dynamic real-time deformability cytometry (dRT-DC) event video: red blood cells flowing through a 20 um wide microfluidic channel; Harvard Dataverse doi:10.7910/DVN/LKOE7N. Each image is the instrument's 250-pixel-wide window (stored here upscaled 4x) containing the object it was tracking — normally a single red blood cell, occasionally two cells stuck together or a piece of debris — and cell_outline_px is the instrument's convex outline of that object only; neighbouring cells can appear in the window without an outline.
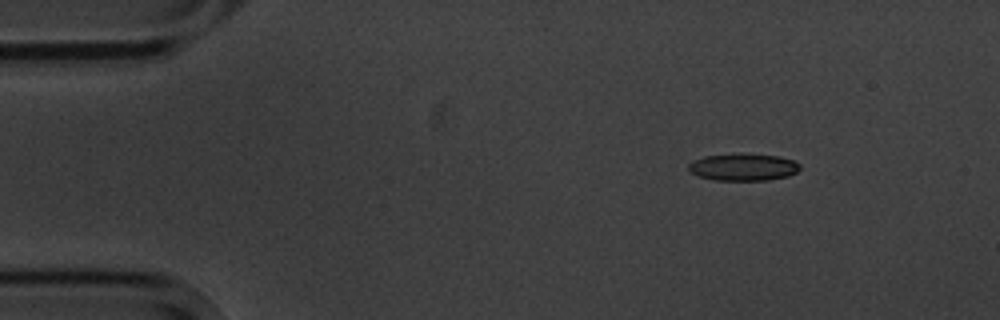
{"species": "common noctule bat (a hibernating species)", "species_latin": "Nyctalus noctula", "temperature_condition": "cold", "stored_images_in_passage": 3, "camera_frame_rate_fps": 3000, "um_per_image_px": 0.085, "animal": {"sex": "male", "body_mass_g": 20.1, "forearm_length_mm": 53.5}, "frame": {"image": 1, "passage_image": 1, "time_ms": 0.0, "image_size_px": [1000, 320], "cell_outline_px": [[800, 168], [796, 172], [788, 176], [768, 180], [712, 180], [700, 176], [692, 172], [688, 168], [688, 164], [704, 156], [780, 156], [796, 160], [800, 164]], "centroid_in_image_um": [63.24, 14.25], "position_along_channel_um": 21.8, "area_um2": 16.82}}
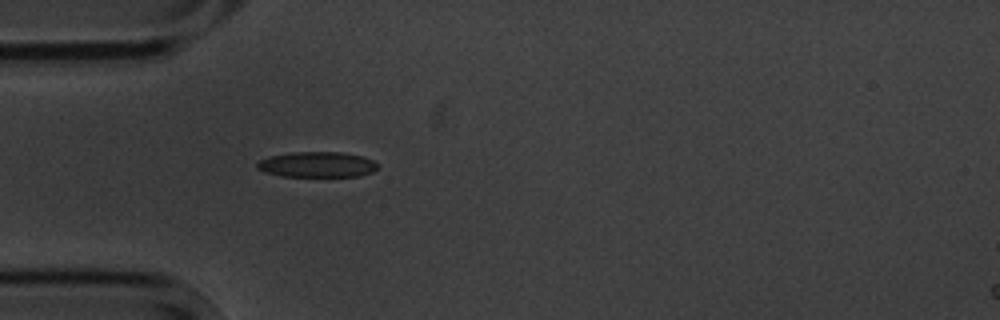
{"frame": {"image": 2, "passage_image": 3, "time_ms": 3.0, "image_size_px": [1000, 320], "cell_outline_px": [[376, 168], [372, 172], [360, 176], [280, 176], [264, 172], [256, 168], [256, 164], [260, 160], [268, 156], [292, 152], [344, 152], [364, 156], [372, 160], [376, 164]], "centroid_in_image_um": [26.92, 13.98], "position_along_channel_um": 58.1, "area_um2": 17.98}}